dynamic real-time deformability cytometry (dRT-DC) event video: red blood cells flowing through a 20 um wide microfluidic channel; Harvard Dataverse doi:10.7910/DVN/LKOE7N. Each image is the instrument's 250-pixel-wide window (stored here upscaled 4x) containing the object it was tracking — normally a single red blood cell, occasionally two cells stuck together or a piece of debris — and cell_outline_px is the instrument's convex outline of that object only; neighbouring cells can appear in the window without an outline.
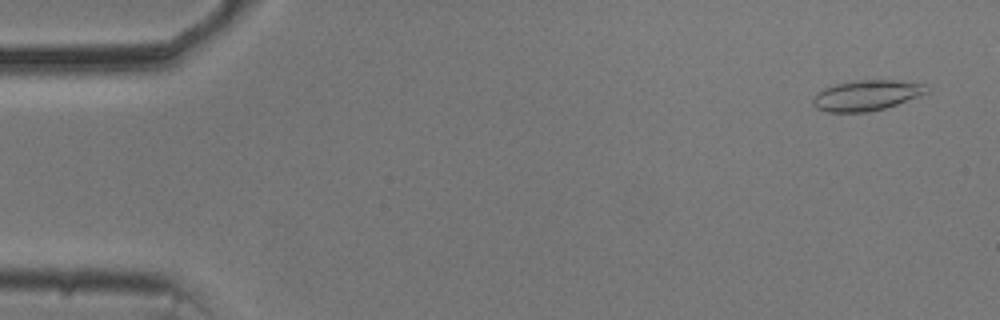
{"species": "common noctule bat (a hibernating species)", "species_latin": "Nyctalus noctula", "temperature_condition": "cold", "stored_images_in_passage": 54, "camera_frame_rate_fps": 3000, "um_per_image_px": 0.085, "animal": {"sex": "male", "body_mass_g": 20.5, "forearm_length_mm": 52.5}, "frame": {"image": 1, "passage_image": 3, "time_ms": 0.667, "image_size_px": [1000, 320], "cell_outline_px": [[932, 88], [928, 92], [896, 104], [884, 108], [868, 112], [828, 112], [816, 108], [812, 104], [812, 100], [824, 88], [836, 84], [856, 80], [896, 80], [924, 84]], "centroid_in_image_um": [73.67, 8.1], "position_along_channel_um": 11.3, "area_um2": 20.0}}
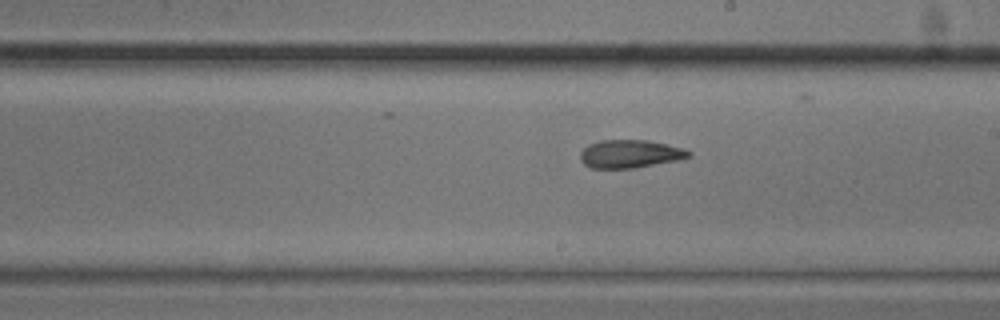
{"frame": {"image": 2, "passage_image": 31, "time_ms": 10.0, "image_size_px": [1000, 320], "cell_outline_px": [[692, 156], [680, 160], [636, 168], [592, 168], [584, 164], [580, 160], [580, 152], [588, 144], [600, 140], [648, 140], [684, 148], [692, 152]], "centroid_in_image_um": [53.58, 13.08], "position_along_channel_um": 235.4, "area_um2": 17.98}}
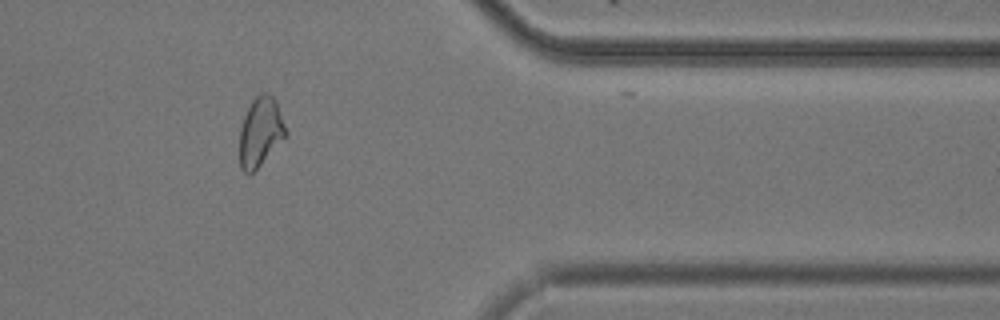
{"frame": {"image": 3, "passage_image": 45, "time_ms": 14.667, "image_size_px": [1000, 320], "cell_outline_px": [[288, 136], [252, 172], [244, 172], [240, 168], [240, 128], [244, 116], [252, 100], [260, 92], [268, 92], [276, 100], [288, 132]], "centroid_in_image_um": [22.16, 11.17], "position_along_channel_um": 389.2, "area_um2": 18.67}}